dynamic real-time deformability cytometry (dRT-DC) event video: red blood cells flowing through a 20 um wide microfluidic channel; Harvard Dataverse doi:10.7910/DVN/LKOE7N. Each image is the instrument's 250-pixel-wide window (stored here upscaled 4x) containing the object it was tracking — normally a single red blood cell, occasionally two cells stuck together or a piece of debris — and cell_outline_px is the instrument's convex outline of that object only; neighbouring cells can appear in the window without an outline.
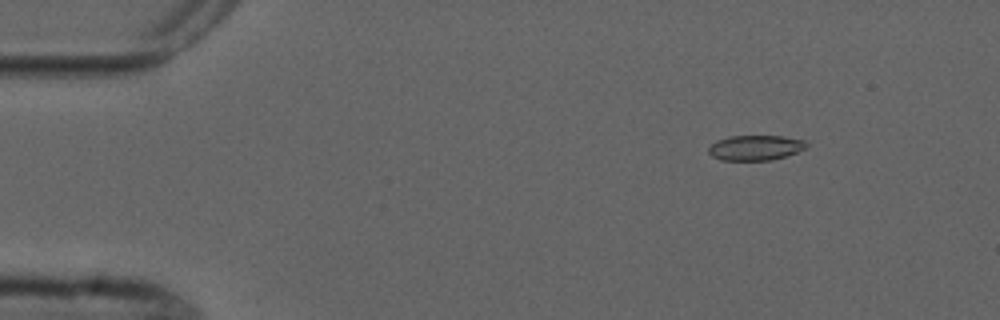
{"species": "common noctule bat (a hibernating species)", "species_latin": "Nyctalus noctula", "temperature_condition": "cold", "stored_images_in_passage": 8, "camera_frame_rate_fps": 3000, "um_per_image_px": 0.085, "animal": {"sex": "male", "forearm_length_mm": 52.5}, "frame": {"image": 1, "passage_image": 2, "time_ms": 1.333, "image_size_px": [1000, 320], "cell_outline_px": [[808, 144], [804, 148], [796, 152], [772, 160], [720, 160], [712, 156], [708, 152], [708, 148], [716, 140], [732, 136], [784, 136], [804, 140]], "centroid_in_image_um": [64.18, 12.55], "position_along_channel_um": 20.8, "area_um2": 14.22}}
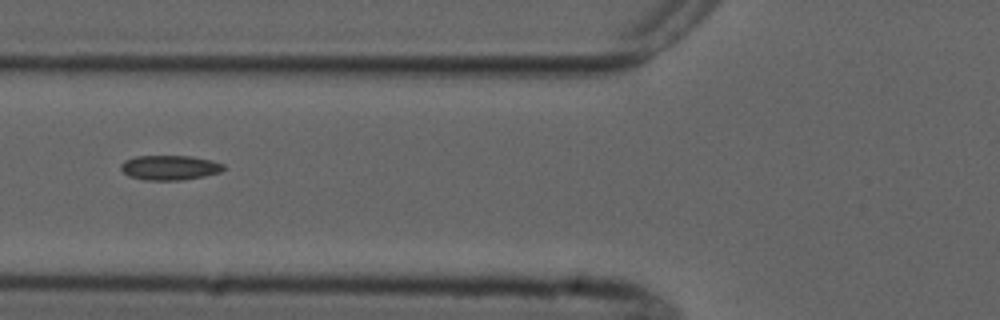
{"frame": {"image": 2, "passage_image": 6, "time_ms": 6.0, "image_size_px": [1000, 320], "cell_outline_px": [[224, 168], [220, 172], [204, 176], [180, 180], [144, 180], [128, 176], [120, 168], [120, 164], [124, 160], [136, 156], [192, 156], [212, 160], [224, 164]], "centroid_in_image_um": [14.41, 14.24], "position_along_channel_um": 111.4, "area_um2": 14.85}}
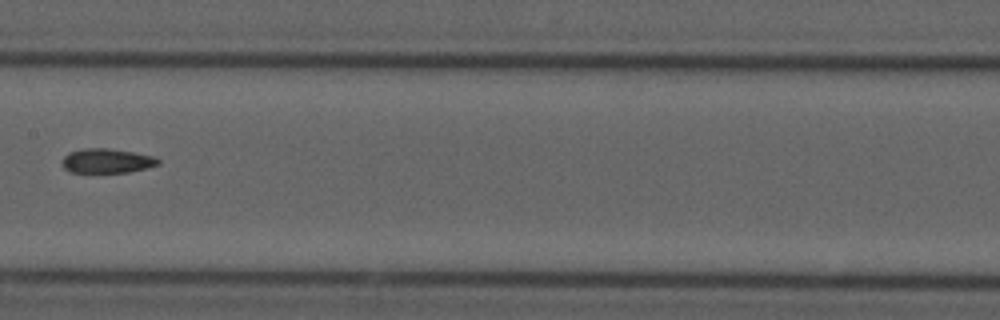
{"frame": {"image": 3, "passage_image": 8, "time_ms": 8.333, "image_size_px": [1000, 320], "cell_outline_px": [[160, 164], [128, 172], [68, 172], [64, 168], [64, 156], [68, 152], [84, 148], [108, 148], [132, 152], [152, 156], [160, 160]], "centroid_in_image_um": [9.07, 13.66], "position_along_channel_um": 198.3, "area_um2": 13.47}}